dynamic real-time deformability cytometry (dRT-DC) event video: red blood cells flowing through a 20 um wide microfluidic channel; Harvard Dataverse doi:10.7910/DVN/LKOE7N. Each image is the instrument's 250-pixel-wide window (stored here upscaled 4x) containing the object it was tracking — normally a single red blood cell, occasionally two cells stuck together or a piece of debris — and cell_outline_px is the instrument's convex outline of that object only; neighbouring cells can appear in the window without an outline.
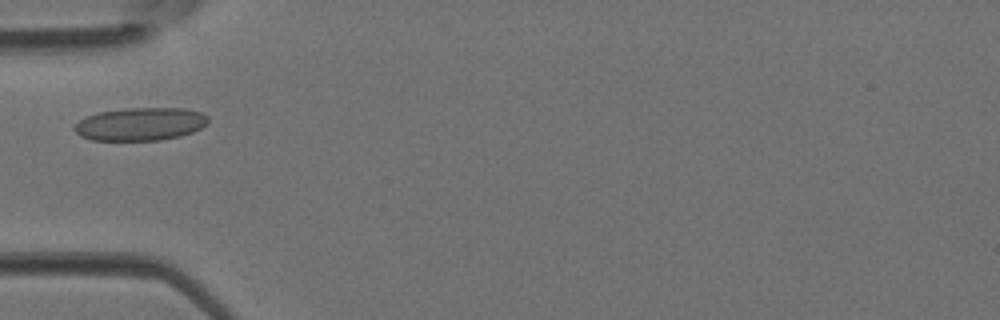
{"species": "Egyptian fruit bat (a non-hibernating species)", "species_latin": "Rousettus aegyptiacus", "temperature_condition": "room temperature", "stored_images_in_passage": 1, "camera_frame_rate_fps": 3000, "um_per_image_px": 0.085, "animal": {"sex": "female"}, "frame": {"image": 1, "passage_image": 1, "time_ms": 0.0, "image_size_px": [1000, 320], "cell_outline_px": [[208, 124], [192, 132], [180, 136], [160, 140], [92, 140], [80, 136], [72, 128], [80, 120], [88, 116], [100, 112], [124, 108], [188, 108], [200, 112], [208, 116]], "centroid_in_image_um": [11.95, 10.54], "position_along_channel_um": 73.0, "area_um2": 25.72}}